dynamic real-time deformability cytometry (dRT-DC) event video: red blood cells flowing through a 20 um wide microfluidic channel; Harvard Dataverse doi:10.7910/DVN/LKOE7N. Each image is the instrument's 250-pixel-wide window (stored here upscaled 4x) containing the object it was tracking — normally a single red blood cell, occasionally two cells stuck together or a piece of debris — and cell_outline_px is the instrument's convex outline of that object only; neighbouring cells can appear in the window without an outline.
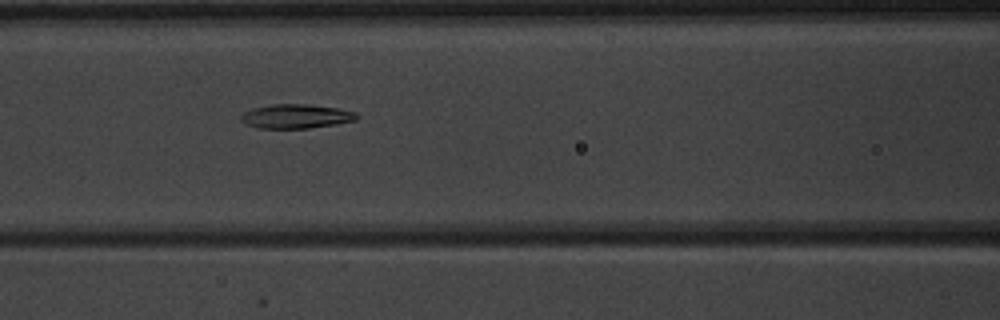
{"species": "common noctule bat (a hibernating species)", "species_latin": "Nyctalus noctula", "temperature_condition": "warm", "stored_images_in_passage": 9, "camera_frame_rate_fps": 3000, "um_per_image_px": 0.085, "animal": {"sex": "male", "body_mass_g": 20.1, "forearm_length_mm": 53.5}, "frame": {"image": 1, "passage_image": 7, "time_ms": 8.0, "image_size_px": [1000, 320], "cell_outline_px": [[360, 116], [356, 120], [336, 124], [308, 128], [260, 128], [244, 124], [240, 120], [240, 116], [244, 112], [252, 108], [272, 104], [304, 104], [340, 108], [356, 112]], "centroid_in_image_um": [25.16, 9.88], "position_along_channel_um": 141.4, "area_um2": 16.42}}
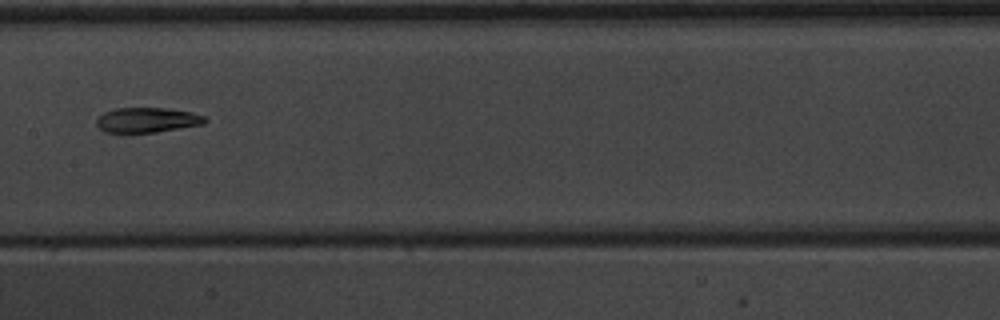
{"frame": {"image": 2, "passage_image": 8, "time_ms": 9.333, "image_size_px": [1000, 320], "cell_outline_px": [[208, 120], [204, 124], [156, 132], [104, 132], [96, 124], [96, 120], [104, 112], [116, 108], [164, 108], [192, 112], [204, 116]], "centroid_in_image_um": [12.52, 10.2], "position_along_channel_um": 194.9, "area_um2": 15.66}}
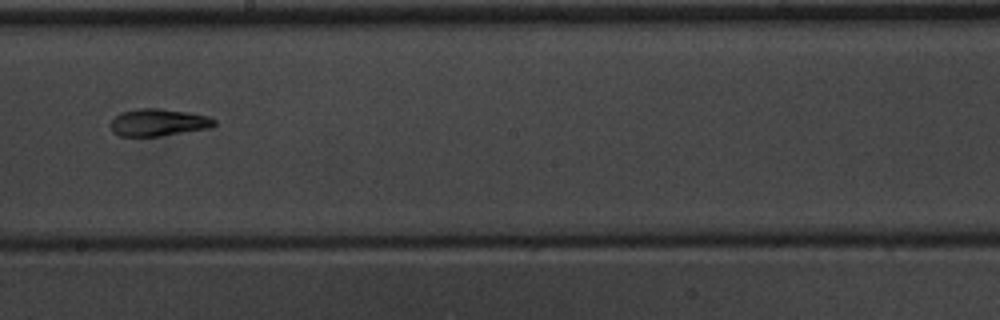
{"frame": {"image": 3, "passage_image": 9, "time_ms": 10.333, "image_size_px": [1000, 320], "cell_outline_px": [[216, 124], [212, 128], [160, 136], [120, 136], [112, 132], [108, 124], [120, 112], [140, 108], [160, 108], [188, 112], [208, 116], [216, 120]], "centroid_in_image_um": [13.46, 10.41], "position_along_channel_um": 234.7, "area_um2": 16.7}}